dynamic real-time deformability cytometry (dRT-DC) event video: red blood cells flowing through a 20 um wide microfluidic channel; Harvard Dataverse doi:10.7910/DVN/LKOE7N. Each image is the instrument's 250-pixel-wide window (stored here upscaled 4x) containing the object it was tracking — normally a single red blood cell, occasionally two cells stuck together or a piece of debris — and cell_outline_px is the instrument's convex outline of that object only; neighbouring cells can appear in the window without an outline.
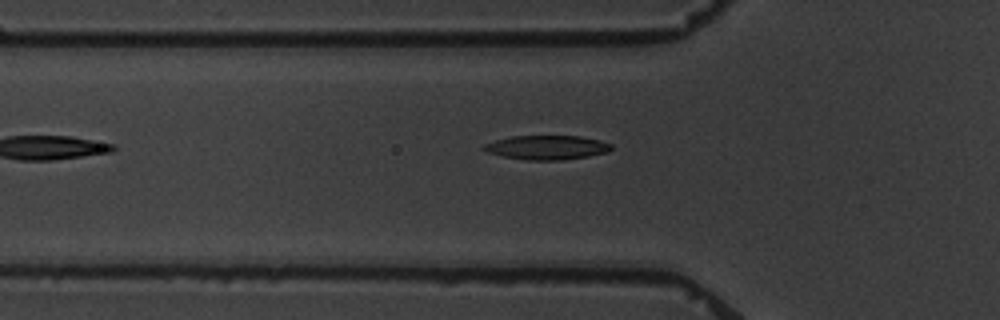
{"species": "common noctule bat (a hibernating species)", "species_latin": "Nyctalus noctula", "temperature_condition": "warm", "stored_images_in_passage": 9, "camera_frame_rate_fps": 3000, "um_per_image_px": 0.085, "animal": {"sex": "male", "body_mass_g": 19.5, "forearm_length_mm": 54.6}, "frame": {"image": 1, "passage_image": 4, "time_ms": 4.333, "image_size_px": [1000, 320], "cell_outline_px": [[612, 148], [608, 152], [588, 156], [560, 160], [528, 160], [504, 156], [488, 152], [480, 148], [484, 144], [496, 140], [512, 136], [580, 136], [600, 140], [612, 144]], "centroid_in_image_um": [46.5, 12.53], "position_along_channel_um": 79.3, "area_um2": 17.86}}
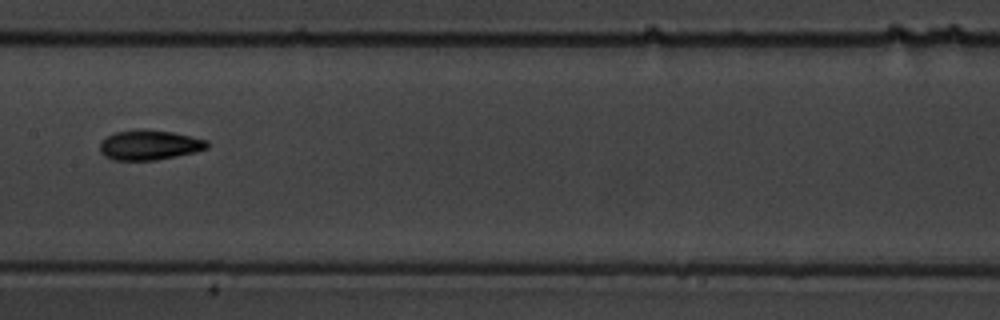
{"frame": {"image": 2, "passage_image": 7, "time_ms": 7.667, "image_size_px": [1000, 320], "cell_outline_px": [[208, 148], [196, 152], [156, 160], [112, 160], [104, 156], [100, 152], [100, 140], [116, 132], [140, 128], [144, 128], [172, 132], [208, 140]], "centroid_in_image_um": [12.68, 12.32], "position_along_channel_um": 194.7, "area_um2": 18.9}}
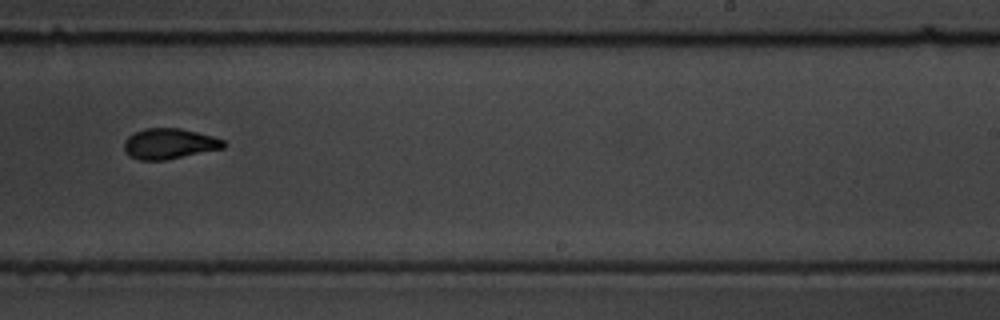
{"frame": {"image": 3, "passage_image": 9, "time_ms": 10.0, "image_size_px": [1000, 320], "cell_outline_px": [[228, 144], [224, 148], [164, 160], [140, 160], [132, 156], [124, 148], [124, 140], [128, 136], [144, 128], [180, 128], [212, 136], [224, 140]], "centroid_in_image_um": [14.42, 12.21], "position_along_channel_um": 274.6, "area_um2": 17.51}}